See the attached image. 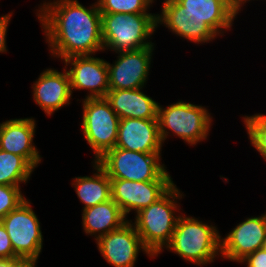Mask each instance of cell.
<instances>
[{
  "label": "cell",
  "mask_w": 266,
  "mask_h": 267,
  "mask_svg": "<svg viewBox=\"0 0 266 267\" xmlns=\"http://www.w3.org/2000/svg\"><path fill=\"white\" fill-rule=\"evenodd\" d=\"M50 54L62 61L104 51L97 1L89 8L78 0L46 1L37 9Z\"/></svg>",
  "instance_id": "6da1fadb"
},
{
  "label": "cell",
  "mask_w": 266,
  "mask_h": 267,
  "mask_svg": "<svg viewBox=\"0 0 266 267\" xmlns=\"http://www.w3.org/2000/svg\"><path fill=\"white\" fill-rule=\"evenodd\" d=\"M183 193L173 184L153 204L135 214L134 225L143 245L155 257L170 243L181 210L177 199H182ZM176 212V213H175ZM176 214L178 216H176Z\"/></svg>",
  "instance_id": "7a4b0ae2"
},
{
  "label": "cell",
  "mask_w": 266,
  "mask_h": 267,
  "mask_svg": "<svg viewBox=\"0 0 266 267\" xmlns=\"http://www.w3.org/2000/svg\"><path fill=\"white\" fill-rule=\"evenodd\" d=\"M197 219L181 213L172 239L165 248L201 267L221 256V235L215 225Z\"/></svg>",
  "instance_id": "3957f363"
},
{
  "label": "cell",
  "mask_w": 266,
  "mask_h": 267,
  "mask_svg": "<svg viewBox=\"0 0 266 267\" xmlns=\"http://www.w3.org/2000/svg\"><path fill=\"white\" fill-rule=\"evenodd\" d=\"M104 50L115 53L154 47L148 39L157 27V14L101 13Z\"/></svg>",
  "instance_id": "277c9868"
},
{
  "label": "cell",
  "mask_w": 266,
  "mask_h": 267,
  "mask_svg": "<svg viewBox=\"0 0 266 267\" xmlns=\"http://www.w3.org/2000/svg\"><path fill=\"white\" fill-rule=\"evenodd\" d=\"M210 114L204 106L182 100L165 108L158 104L157 119L162 142L170 132L191 146L206 140L212 126Z\"/></svg>",
  "instance_id": "5b68a950"
},
{
  "label": "cell",
  "mask_w": 266,
  "mask_h": 267,
  "mask_svg": "<svg viewBox=\"0 0 266 267\" xmlns=\"http://www.w3.org/2000/svg\"><path fill=\"white\" fill-rule=\"evenodd\" d=\"M161 160V153H143L114 147L96 162L110 179L173 180Z\"/></svg>",
  "instance_id": "8992f818"
},
{
  "label": "cell",
  "mask_w": 266,
  "mask_h": 267,
  "mask_svg": "<svg viewBox=\"0 0 266 267\" xmlns=\"http://www.w3.org/2000/svg\"><path fill=\"white\" fill-rule=\"evenodd\" d=\"M82 103L81 128L84 138L95 154L94 161L96 162L108 150L115 147L120 118L112 110L105 97L85 98Z\"/></svg>",
  "instance_id": "52a82bcc"
},
{
  "label": "cell",
  "mask_w": 266,
  "mask_h": 267,
  "mask_svg": "<svg viewBox=\"0 0 266 267\" xmlns=\"http://www.w3.org/2000/svg\"><path fill=\"white\" fill-rule=\"evenodd\" d=\"M15 254L21 259H39L43 248V235L39 219L30 200L23 201L2 220Z\"/></svg>",
  "instance_id": "ba28073f"
},
{
  "label": "cell",
  "mask_w": 266,
  "mask_h": 267,
  "mask_svg": "<svg viewBox=\"0 0 266 267\" xmlns=\"http://www.w3.org/2000/svg\"><path fill=\"white\" fill-rule=\"evenodd\" d=\"M96 244L102 257L114 267H134L140 250L150 258L154 257L143 245L132 220L101 236Z\"/></svg>",
  "instance_id": "9c48e42d"
},
{
  "label": "cell",
  "mask_w": 266,
  "mask_h": 267,
  "mask_svg": "<svg viewBox=\"0 0 266 267\" xmlns=\"http://www.w3.org/2000/svg\"><path fill=\"white\" fill-rule=\"evenodd\" d=\"M154 47L118 52L114 64L107 62L109 89L144 88Z\"/></svg>",
  "instance_id": "30bf717a"
},
{
  "label": "cell",
  "mask_w": 266,
  "mask_h": 267,
  "mask_svg": "<svg viewBox=\"0 0 266 267\" xmlns=\"http://www.w3.org/2000/svg\"><path fill=\"white\" fill-rule=\"evenodd\" d=\"M111 180V199L127 217L131 211L138 213L159 199L173 184V180L128 181Z\"/></svg>",
  "instance_id": "8fae6325"
},
{
  "label": "cell",
  "mask_w": 266,
  "mask_h": 267,
  "mask_svg": "<svg viewBox=\"0 0 266 267\" xmlns=\"http://www.w3.org/2000/svg\"><path fill=\"white\" fill-rule=\"evenodd\" d=\"M67 69L71 91L88 90L85 98H104L109 91L107 61L92 55L72 56L63 60ZM74 89V90H73Z\"/></svg>",
  "instance_id": "7c38bea8"
},
{
  "label": "cell",
  "mask_w": 266,
  "mask_h": 267,
  "mask_svg": "<svg viewBox=\"0 0 266 267\" xmlns=\"http://www.w3.org/2000/svg\"><path fill=\"white\" fill-rule=\"evenodd\" d=\"M266 238V212L257 217H247L221 237V258L240 262L248 254L263 248Z\"/></svg>",
  "instance_id": "4fadbf2b"
},
{
  "label": "cell",
  "mask_w": 266,
  "mask_h": 267,
  "mask_svg": "<svg viewBox=\"0 0 266 267\" xmlns=\"http://www.w3.org/2000/svg\"><path fill=\"white\" fill-rule=\"evenodd\" d=\"M162 12L157 13V27L164 24L175 35L193 43H209L218 35L199 16L185 11L176 0H164Z\"/></svg>",
  "instance_id": "5bb4252c"
},
{
  "label": "cell",
  "mask_w": 266,
  "mask_h": 267,
  "mask_svg": "<svg viewBox=\"0 0 266 267\" xmlns=\"http://www.w3.org/2000/svg\"><path fill=\"white\" fill-rule=\"evenodd\" d=\"M158 119L123 118L115 147L143 153H162Z\"/></svg>",
  "instance_id": "9a60e30c"
},
{
  "label": "cell",
  "mask_w": 266,
  "mask_h": 267,
  "mask_svg": "<svg viewBox=\"0 0 266 267\" xmlns=\"http://www.w3.org/2000/svg\"><path fill=\"white\" fill-rule=\"evenodd\" d=\"M36 125L32 117L0 123V149L22 156L34 169L42 160L33 143Z\"/></svg>",
  "instance_id": "2e32d148"
},
{
  "label": "cell",
  "mask_w": 266,
  "mask_h": 267,
  "mask_svg": "<svg viewBox=\"0 0 266 267\" xmlns=\"http://www.w3.org/2000/svg\"><path fill=\"white\" fill-rule=\"evenodd\" d=\"M64 68L63 72L52 68L44 70L32 86L35 103L48 116L70 104L73 92L67 67Z\"/></svg>",
  "instance_id": "e0dca14e"
},
{
  "label": "cell",
  "mask_w": 266,
  "mask_h": 267,
  "mask_svg": "<svg viewBox=\"0 0 266 267\" xmlns=\"http://www.w3.org/2000/svg\"><path fill=\"white\" fill-rule=\"evenodd\" d=\"M142 89H109L105 98L120 119H157L159 103Z\"/></svg>",
  "instance_id": "ac0fdd59"
},
{
  "label": "cell",
  "mask_w": 266,
  "mask_h": 267,
  "mask_svg": "<svg viewBox=\"0 0 266 267\" xmlns=\"http://www.w3.org/2000/svg\"><path fill=\"white\" fill-rule=\"evenodd\" d=\"M185 11L199 16L219 36L229 30L237 12L233 0H176ZM222 34V35H221Z\"/></svg>",
  "instance_id": "d6986e66"
},
{
  "label": "cell",
  "mask_w": 266,
  "mask_h": 267,
  "mask_svg": "<svg viewBox=\"0 0 266 267\" xmlns=\"http://www.w3.org/2000/svg\"><path fill=\"white\" fill-rule=\"evenodd\" d=\"M121 208L112 199L83 209L82 226L84 232L95 235V241L107 233L117 230L128 222Z\"/></svg>",
  "instance_id": "ffe728a7"
},
{
  "label": "cell",
  "mask_w": 266,
  "mask_h": 267,
  "mask_svg": "<svg viewBox=\"0 0 266 267\" xmlns=\"http://www.w3.org/2000/svg\"><path fill=\"white\" fill-rule=\"evenodd\" d=\"M92 176H78L73 179L77 197L84 204L83 209L107 202L111 199V180L105 170L95 161Z\"/></svg>",
  "instance_id": "44dd1931"
},
{
  "label": "cell",
  "mask_w": 266,
  "mask_h": 267,
  "mask_svg": "<svg viewBox=\"0 0 266 267\" xmlns=\"http://www.w3.org/2000/svg\"><path fill=\"white\" fill-rule=\"evenodd\" d=\"M34 168L22 157L0 149V185L26 184Z\"/></svg>",
  "instance_id": "7402d4cb"
},
{
  "label": "cell",
  "mask_w": 266,
  "mask_h": 267,
  "mask_svg": "<svg viewBox=\"0 0 266 267\" xmlns=\"http://www.w3.org/2000/svg\"><path fill=\"white\" fill-rule=\"evenodd\" d=\"M243 120L251 145L266 161V115L258 113L244 116Z\"/></svg>",
  "instance_id": "603a6c76"
},
{
  "label": "cell",
  "mask_w": 266,
  "mask_h": 267,
  "mask_svg": "<svg viewBox=\"0 0 266 267\" xmlns=\"http://www.w3.org/2000/svg\"><path fill=\"white\" fill-rule=\"evenodd\" d=\"M100 13H148L154 0H97Z\"/></svg>",
  "instance_id": "cb8c5ba5"
},
{
  "label": "cell",
  "mask_w": 266,
  "mask_h": 267,
  "mask_svg": "<svg viewBox=\"0 0 266 267\" xmlns=\"http://www.w3.org/2000/svg\"><path fill=\"white\" fill-rule=\"evenodd\" d=\"M21 187L0 185V220L26 200Z\"/></svg>",
  "instance_id": "d4e9b609"
},
{
  "label": "cell",
  "mask_w": 266,
  "mask_h": 267,
  "mask_svg": "<svg viewBox=\"0 0 266 267\" xmlns=\"http://www.w3.org/2000/svg\"><path fill=\"white\" fill-rule=\"evenodd\" d=\"M0 256L3 259L19 258L13 248L5 226L0 221Z\"/></svg>",
  "instance_id": "484cf974"
},
{
  "label": "cell",
  "mask_w": 266,
  "mask_h": 267,
  "mask_svg": "<svg viewBox=\"0 0 266 267\" xmlns=\"http://www.w3.org/2000/svg\"><path fill=\"white\" fill-rule=\"evenodd\" d=\"M239 263L247 264V267H266V249L260 248L248 254Z\"/></svg>",
  "instance_id": "4316f807"
},
{
  "label": "cell",
  "mask_w": 266,
  "mask_h": 267,
  "mask_svg": "<svg viewBox=\"0 0 266 267\" xmlns=\"http://www.w3.org/2000/svg\"><path fill=\"white\" fill-rule=\"evenodd\" d=\"M12 15L11 12L0 17V53H6L8 51L6 46V35Z\"/></svg>",
  "instance_id": "83f0119b"
},
{
  "label": "cell",
  "mask_w": 266,
  "mask_h": 267,
  "mask_svg": "<svg viewBox=\"0 0 266 267\" xmlns=\"http://www.w3.org/2000/svg\"><path fill=\"white\" fill-rule=\"evenodd\" d=\"M21 260V258L2 259L0 267H15Z\"/></svg>",
  "instance_id": "f1b7e54d"
},
{
  "label": "cell",
  "mask_w": 266,
  "mask_h": 267,
  "mask_svg": "<svg viewBox=\"0 0 266 267\" xmlns=\"http://www.w3.org/2000/svg\"><path fill=\"white\" fill-rule=\"evenodd\" d=\"M38 259H22L15 267H36Z\"/></svg>",
  "instance_id": "f546056e"
},
{
  "label": "cell",
  "mask_w": 266,
  "mask_h": 267,
  "mask_svg": "<svg viewBox=\"0 0 266 267\" xmlns=\"http://www.w3.org/2000/svg\"><path fill=\"white\" fill-rule=\"evenodd\" d=\"M249 2L250 0H233V5L237 13L240 12L241 7L246 3ZM243 4V5H242Z\"/></svg>",
  "instance_id": "4dcf8cb0"
},
{
  "label": "cell",
  "mask_w": 266,
  "mask_h": 267,
  "mask_svg": "<svg viewBox=\"0 0 266 267\" xmlns=\"http://www.w3.org/2000/svg\"><path fill=\"white\" fill-rule=\"evenodd\" d=\"M263 248L266 249V238H265V242H264Z\"/></svg>",
  "instance_id": "1f68e13d"
}]
</instances>
